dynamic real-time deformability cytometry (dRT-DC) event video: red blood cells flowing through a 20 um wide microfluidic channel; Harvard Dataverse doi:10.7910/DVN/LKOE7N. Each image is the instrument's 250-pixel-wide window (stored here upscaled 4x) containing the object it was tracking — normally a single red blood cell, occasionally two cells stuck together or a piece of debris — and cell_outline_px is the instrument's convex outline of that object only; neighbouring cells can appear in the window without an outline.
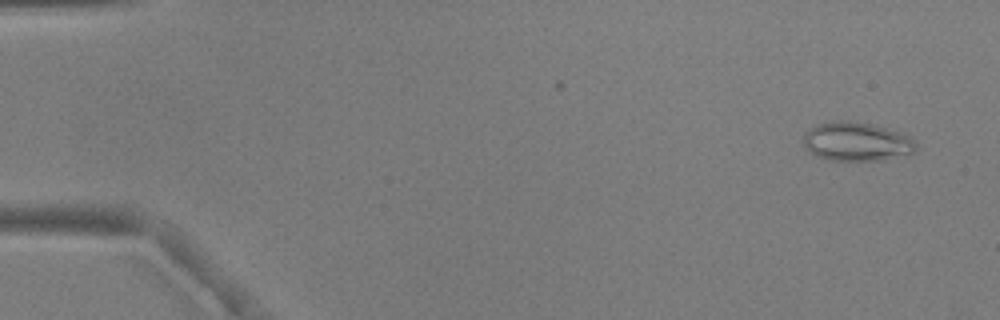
{"species": "common noctule bat (a hibernating species)", "species_latin": "Nyctalus noctula", "temperature_condition": "warm", "stored_images_in_passage": 53, "camera_frame_rate_fps": 3000, "um_per_image_px": 0.085, "animal": {"sex": "male", "body_mass_g": 17.9, "forearm_length_mm": 54.2}, "frame": {"image": 1, "passage_image": 3, "time_ms": 0.667, "image_size_px": [1000, 320], "cell_outline_px": [[916, 148], [912, 152], [884, 160], [828, 160], [816, 156], [804, 144], [804, 132], [816, 124], [836, 120], [848, 120], [872, 124], [900, 132], [912, 136], [916, 140]], "centroid_in_image_um": [72.82, 12.02], "position_along_channel_um": 12.2, "area_um2": 25.55}}
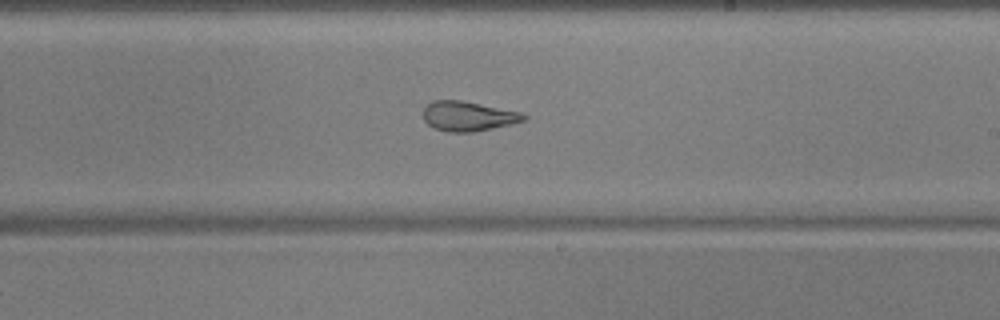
{"frame": {"image": 2, "passage_image": 32, "time_ms": 10.333, "image_size_px": [1000, 320], "cell_outline_px": [[528, 120], [512, 124], [472, 132], [448, 132], [432, 128], [424, 120], [424, 108], [432, 100], [460, 100], [520, 112], [528, 116]], "centroid_in_image_um": [39.79, 9.88], "position_along_channel_um": 249.2, "area_um2": 17.4}}
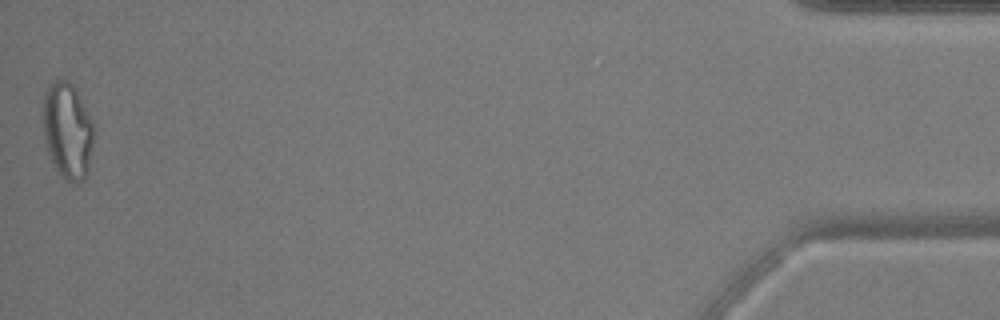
{"frame": {"image": 3, "passage_image": 53, "time_ms": 17.333, "image_size_px": [1000, 320], "cell_outline_px": [[92, 148], [88, 168], [84, 180], [76, 184], [60, 176], [56, 172], [52, 164], [44, 144], [44, 96], [48, 88], [56, 80], [68, 80], [72, 84], [92, 120]], "centroid_in_image_um": [5.72, 11.17], "position_along_channel_um": 429.5, "area_um2": 28.15}, "authors_computed_cell_mechanics": {"area_um2": 21.2704, "velocity_mm_per_s": 3.8143, "shape_relaxation_time_tau1_ms": 6.4922, "shape_relaxation_time_tau2_ms": 1.5112, "deformation_change_tau1": 0.2095, "deformation_change_tau2": 0.1045}}